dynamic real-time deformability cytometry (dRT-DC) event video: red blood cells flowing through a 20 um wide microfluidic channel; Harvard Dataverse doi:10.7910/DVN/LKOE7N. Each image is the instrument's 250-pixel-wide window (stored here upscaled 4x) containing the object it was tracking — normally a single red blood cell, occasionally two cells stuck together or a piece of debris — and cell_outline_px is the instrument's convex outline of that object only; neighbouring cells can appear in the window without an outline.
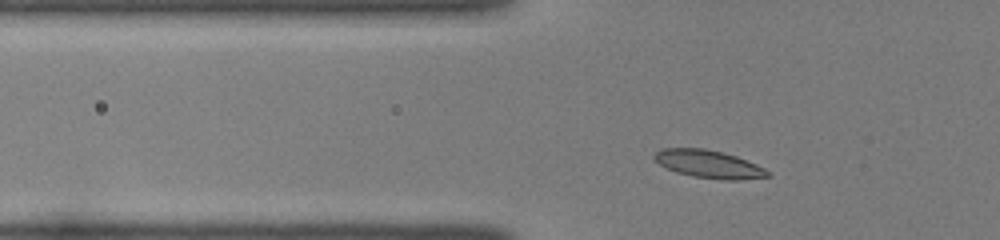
{"species": "common noctule bat (a hibernating species)", "species_latin": "Nyctalus noctula", "temperature_condition": "room temperature", "stored_images_in_passage": 43, "camera_frame_rate_fps": 3000, "um_per_image_px": 0.085, "animal": {"sex": "female", "body_mass_g": 22.0, "forearm_length_mm": 56.7}, "frame": {"image": 1, "passage_image": 9, "time_ms": 2.667, "image_size_px": [1000, 240], "cell_outline_px": [[772, 176], [740, 180], [724, 180], [692, 176], [676, 172], [660, 164], [652, 156], [660, 148], [704, 148], [724, 152], [736, 156], [756, 164], [764, 168]], "centroid_in_image_um": [60.25, 13.94], "position_along_channel_um": 65.5, "area_um2": 18.38}}
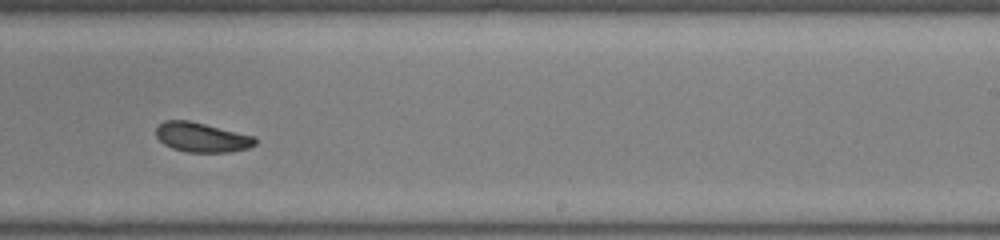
{"frame": {"image": 2, "passage_image": 25, "time_ms": 8.0, "image_size_px": [1000, 240], "cell_outline_px": [[256, 144], [248, 148], [232, 152], [184, 152], [172, 148], [164, 144], [156, 136], [156, 128], [164, 120], [188, 120], [256, 136]], "centroid_in_image_um": [17.16, 11.68], "position_along_channel_um": 271.8, "area_um2": 17.17}}
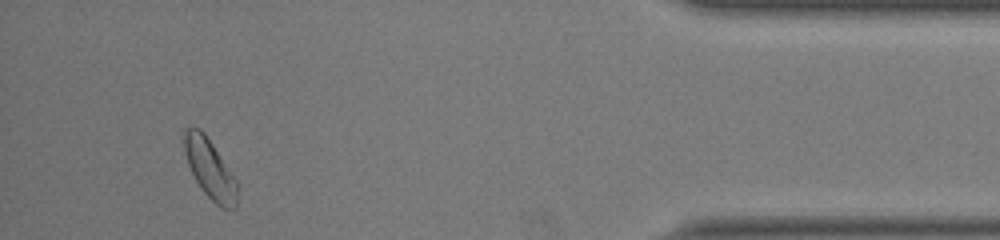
{"frame": {"image": 3, "passage_image": 39, "time_ms": 12.667, "image_size_px": [1000, 240], "cell_outline_px": [[240, 184], [236, 208], [220, 208], [204, 192], [196, 180], [188, 164], [184, 152], [184, 128], [200, 128], [204, 132], [232, 172]], "centroid_in_image_um": [17.89, 14.38], "position_along_channel_um": 417.3, "area_um2": 18.5}, "authors_computed_cell_mechanics": {"area_um2": 17.7446, "velocity_mm_per_s": 4.041, "shape_relaxation_time_tau1_ms": 2.521, "shape_relaxation_time_tau2_ms": 1.4625, "deformation_change_tau1": 0.0991, "deformation_change_tau2": 0.0464}}